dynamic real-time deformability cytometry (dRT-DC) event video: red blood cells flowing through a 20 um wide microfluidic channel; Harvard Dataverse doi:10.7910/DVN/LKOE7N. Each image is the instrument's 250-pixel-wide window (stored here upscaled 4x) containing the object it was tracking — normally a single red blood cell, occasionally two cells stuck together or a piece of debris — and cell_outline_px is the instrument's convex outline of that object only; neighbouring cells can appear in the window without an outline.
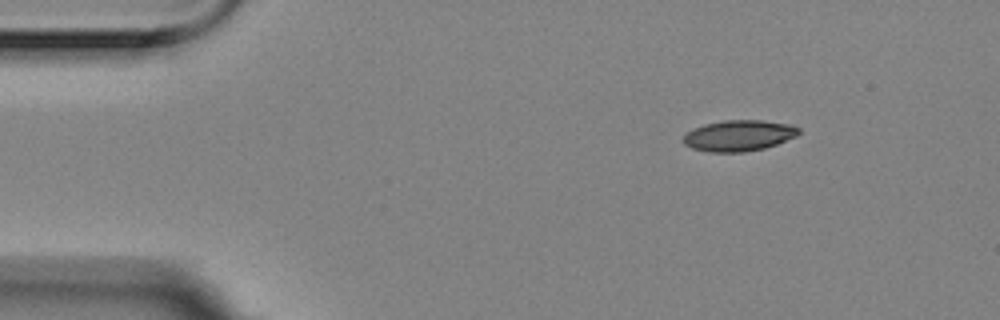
{"species": "Egyptian fruit bat (a non-hibernating species)", "species_latin": "Rousettus aegyptiacus", "temperature_condition": "room temperature", "stored_images_in_passage": 8, "camera_frame_rate_fps": 3000, "um_per_image_px": 0.085, "animal": {"sex": "female"}, "frame": {"image": 1, "passage_image": 1, "time_ms": 0.0, "image_size_px": [1000, 320], "cell_outline_px": [[800, 132], [796, 136], [776, 144], [764, 148], [744, 152], [708, 152], [692, 148], [684, 144], [684, 136], [692, 128], [704, 124], [724, 120], [760, 120], [792, 124], [800, 128]], "centroid_in_image_um": [62.81, 11.52], "position_along_channel_um": 22.2, "area_um2": 20.87}}
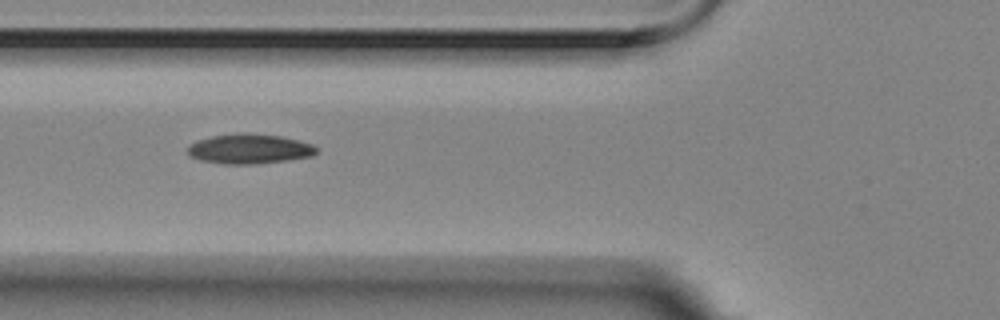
{"frame": {"image": 2, "passage_image": 5, "time_ms": 1.333, "image_size_px": [1000, 320], "cell_outline_px": [[316, 152], [312, 156], [256, 164], [224, 164], [200, 160], [188, 156], [188, 144], [196, 140], [212, 136], [236, 132], [244, 132], [280, 136], [300, 140], [312, 144], [316, 148]], "centroid_in_image_um": [21.14, 12.64], "position_along_channel_um": 104.7, "area_um2": 22.54}}
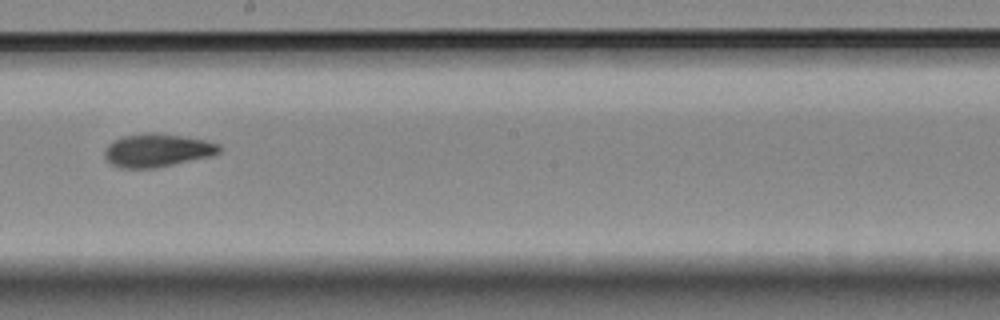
{"frame": {"image": 3, "passage_image": 8, "time_ms": 2.333, "image_size_px": [1000, 320], "cell_outline_px": [[220, 152], [212, 156], [156, 168], [120, 168], [112, 164], [104, 156], [104, 152], [108, 144], [112, 140], [124, 136], [148, 132], [156, 132], [208, 140], [220, 144]], "centroid_in_image_um": [13.38, 12.77], "position_along_channel_um": 234.8, "area_um2": 22.37}}